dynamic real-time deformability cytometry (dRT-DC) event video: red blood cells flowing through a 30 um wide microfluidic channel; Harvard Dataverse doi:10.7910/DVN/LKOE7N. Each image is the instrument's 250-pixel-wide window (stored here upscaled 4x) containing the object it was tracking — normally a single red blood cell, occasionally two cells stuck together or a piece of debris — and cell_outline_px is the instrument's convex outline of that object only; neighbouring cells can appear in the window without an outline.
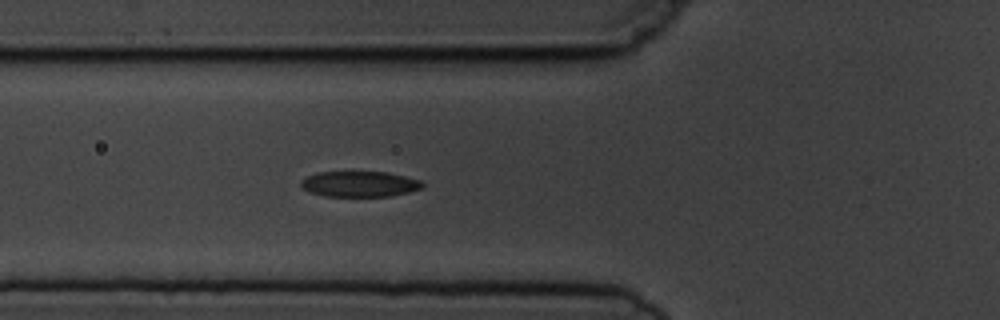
{"species": "common noctule bat (a hibernating species)", "species_latin": "Nyctalus noctula", "temperature_condition": "cold", "stored_images_in_passage": 5, "camera_frame_rate_fps": 3000, "um_per_image_px": 0.085, "animal": {"sex": "male", "body_mass_g": 19.5, "forearm_length_mm": 54.6}, "frame": {"image": 1, "passage_image": 5, "time_ms": 4.667, "image_size_px": [1000, 320], "cell_outline_px": [[424, 188], [408, 192], [388, 196], [324, 196], [308, 192], [300, 184], [300, 180], [316, 172], [388, 172], [420, 180], [424, 184]], "centroid_in_image_um": [30.55, 15.64], "position_along_channel_um": 95.2, "area_um2": 18.15}}